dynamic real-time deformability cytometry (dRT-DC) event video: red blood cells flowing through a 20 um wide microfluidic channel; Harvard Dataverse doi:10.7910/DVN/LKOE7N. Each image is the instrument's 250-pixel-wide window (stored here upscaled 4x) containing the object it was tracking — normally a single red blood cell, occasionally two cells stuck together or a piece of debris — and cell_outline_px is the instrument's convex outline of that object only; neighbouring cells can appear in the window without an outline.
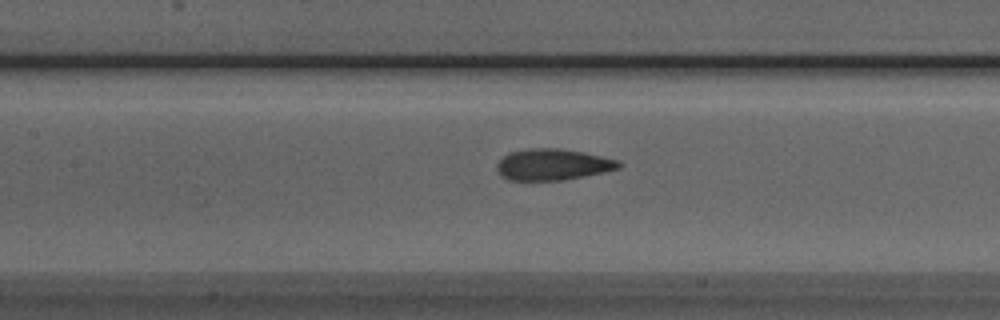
{"species": "Egyptian fruit bat (a non-hibernating species)", "species_latin": "Rousettus aegyptiacus", "temperature_condition": "room temperature", "stored_images_in_passage": 28, "camera_frame_rate_fps": 3000, "um_per_image_px": 0.085, "animal": {"sex": "male"}, "frame": {"image": 1, "passage_image": 9, "time_ms": 2.667, "image_size_px": [1000, 320], "cell_outline_px": [[624, 164], [620, 168], [604, 172], [564, 180], [508, 180], [500, 176], [496, 168], [496, 164], [508, 152], [528, 148], [560, 148], [584, 152], [620, 160]], "centroid_in_image_um": [47.0, 13.98], "position_along_channel_um": 160.4, "area_um2": 22.54}}
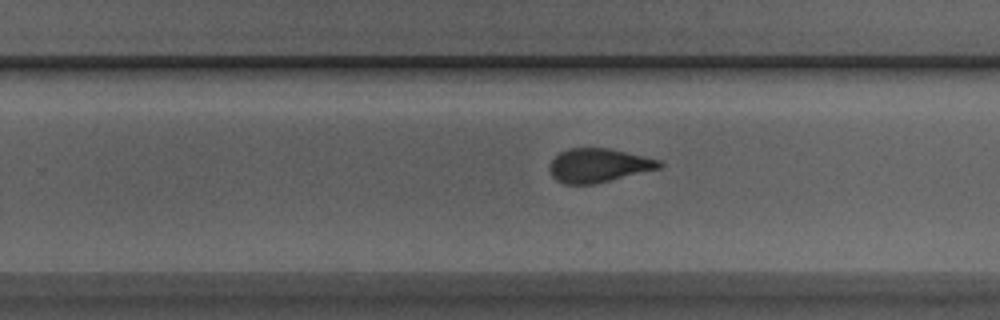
{"frame": {"image": 2, "passage_image": 18, "time_ms": 5.667, "image_size_px": [1000, 320], "cell_outline_px": [[664, 164], [660, 168], [596, 184], [564, 184], [556, 180], [552, 176], [548, 168], [548, 164], [560, 152], [568, 148], [608, 148], [660, 160]], "centroid_in_image_um": [50.84, 14.07], "position_along_channel_um": 279.0, "area_um2": 21.68}}
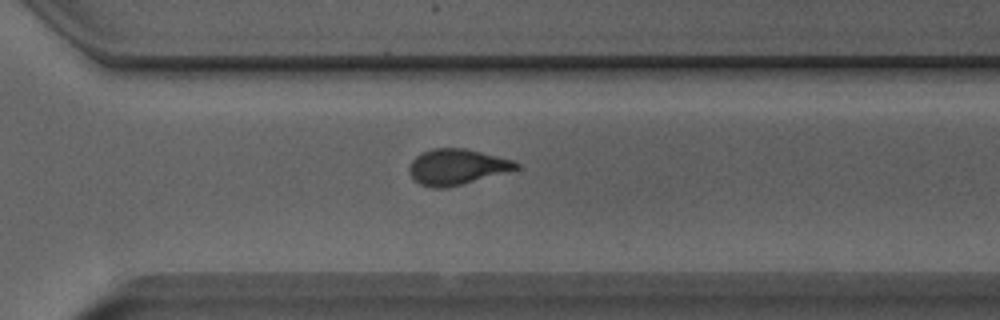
{"frame": {"image": 3, "passage_image": 22, "time_ms": 7.0, "image_size_px": [1000, 320], "cell_outline_px": [[520, 168], [508, 172], [448, 188], [432, 188], [420, 184], [408, 172], [408, 164], [420, 152], [432, 148], [464, 148], [512, 160], [520, 164]], "centroid_in_image_um": [38.8, 14.19], "position_along_channel_um": 331.8, "area_um2": 22.37}}